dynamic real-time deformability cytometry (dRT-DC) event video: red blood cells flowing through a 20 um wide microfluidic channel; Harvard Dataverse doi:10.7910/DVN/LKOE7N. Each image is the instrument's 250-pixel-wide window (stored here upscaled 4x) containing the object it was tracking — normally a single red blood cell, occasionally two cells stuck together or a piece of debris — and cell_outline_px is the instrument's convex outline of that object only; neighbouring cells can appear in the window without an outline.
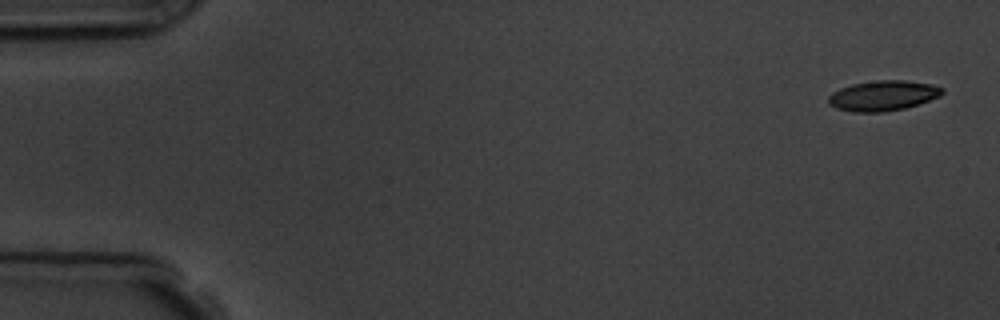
{"species": "common noctule bat (a hibernating species)", "species_latin": "Nyctalus noctula", "temperature_condition": "room temperature", "stored_images_in_passage": 4, "camera_frame_rate_fps": 3000, "um_per_image_px": 0.085, "animal": {"sex": "male", "body_mass_g": 19.5, "forearm_length_mm": 54.6}, "frame": {"image": 1, "passage_image": 1, "time_ms": 0.0, "image_size_px": [1000, 320], "cell_outline_px": [[944, 92], [940, 96], [904, 108], [884, 112], [852, 112], [836, 108], [828, 104], [828, 96], [832, 92], [840, 88], [852, 84], [876, 80], [904, 80], [932, 84], [944, 88]], "centroid_in_image_um": [75.03, 8.12], "position_along_channel_um": 10.0, "area_um2": 20.06}}
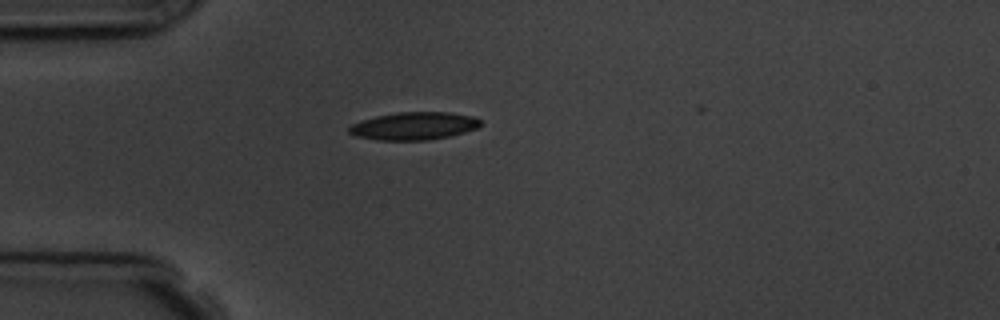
{"frame": {"image": 2, "passage_image": 4, "time_ms": 4.333, "image_size_px": [1000, 320], "cell_outline_px": [[480, 124], [476, 128], [464, 132], [448, 136], [428, 140], [376, 140], [356, 136], [348, 132], [348, 128], [352, 124], [360, 120], [376, 116], [396, 112], [452, 112], [472, 116], [480, 120]], "centroid_in_image_um": [35.14, 10.7], "position_along_channel_um": 49.9, "area_um2": 21.21}}